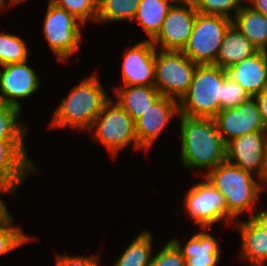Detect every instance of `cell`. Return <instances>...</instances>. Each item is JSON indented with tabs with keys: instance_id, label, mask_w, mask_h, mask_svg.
Here are the masks:
<instances>
[{
	"instance_id": "37",
	"label": "cell",
	"mask_w": 267,
	"mask_h": 266,
	"mask_svg": "<svg viewBox=\"0 0 267 266\" xmlns=\"http://www.w3.org/2000/svg\"><path fill=\"white\" fill-rule=\"evenodd\" d=\"M6 5H7V6H6ZM8 5H9V6H8ZM5 6H6L7 8H9L10 6H14V5H13V3H12L11 0L9 1L8 4H6V1H5V0H0V11H1L2 9H4Z\"/></svg>"
},
{
	"instance_id": "2",
	"label": "cell",
	"mask_w": 267,
	"mask_h": 266,
	"mask_svg": "<svg viewBox=\"0 0 267 266\" xmlns=\"http://www.w3.org/2000/svg\"><path fill=\"white\" fill-rule=\"evenodd\" d=\"M79 84L70 89L66 99H62L49 127L92 130L95 119L111 97L106 94L96 73Z\"/></svg>"
},
{
	"instance_id": "6",
	"label": "cell",
	"mask_w": 267,
	"mask_h": 266,
	"mask_svg": "<svg viewBox=\"0 0 267 266\" xmlns=\"http://www.w3.org/2000/svg\"><path fill=\"white\" fill-rule=\"evenodd\" d=\"M157 50L154 86L161 95L180 101L189 90L198 64L182 51Z\"/></svg>"
},
{
	"instance_id": "34",
	"label": "cell",
	"mask_w": 267,
	"mask_h": 266,
	"mask_svg": "<svg viewBox=\"0 0 267 266\" xmlns=\"http://www.w3.org/2000/svg\"><path fill=\"white\" fill-rule=\"evenodd\" d=\"M253 98L255 99L260 111L264 131L267 133V88L261 90L258 94L253 96Z\"/></svg>"
},
{
	"instance_id": "5",
	"label": "cell",
	"mask_w": 267,
	"mask_h": 266,
	"mask_svg": "<svg viewBox=\"0 0 267 266\" xmlns=\"http://www.w3.org/2000/svg\"><path fill=\"white\" fill-rule=\"evenodd\" d=\"M92 129H95L93 138L100 141L113 158L132 142L135 149H141L138 146L135 121L118 102H114L111 98L104 104Z\"/></svg>"
},
{
	"instance_id": "12",
	"label": "cell",
	"mask_w": 267,
	"mask_h": 266,
	"mask_svg": "<svg viewBox=\"0 0 267 266\" xmlns=\"http://www.w3.org/2000/svg\"><path fill=\"white\" fill-rule=\"evenodd\" d=\"M26 139H0V190L15 194L35 165L25 150Z\"/></svg>"
},
{
	"instance_id": "16",
	"label": "cell",
	"mask_w": 267,
	"mask_h": 266,
	"mask_svg": "<svg viewBox=\"0 0 267 266\" xmlns=\"http://www.w3.org/2000/svg\"><path fill=\"white\" fill-rule=\"evenodd\" d=\"M156 47L151 40L130 46L124 53L122 78L124 86H150L155 83Z\"/></svg>"
},
{
	"instance_id": "19",
	"label": "cell",
	"mask_w": 267,
	"mask_h": 266,
	"mask_svg": "<svg viewBox=\"0 0 267 266\" xmlns=\"http://www.w3.org/2000/svg\"><path fill=\"white\" fill-rule=\"evenodd\" d=\"M236 222L234 225L242 239L239 257L247 259L251 266H264L267 262V234L250 217Z\"/></svg>"
},
{
	"instance_id": "11",
	"label": "cell",
	"mask_w": 267,
	"mask_h": 266,
	"mask_svg": "<svg viewBox=\"0 0 267 266\" xmlns=\"http://www.w3.org/2000/svg\"><path fill=\"white\" fill-rule=\"evenodd\" d=\"M226 161L255 174L265 182L267 179V133L255 131L231 139L226 143Z\"/></svg>"
},
{
	"instance_id": "10",
	"label": "cell",
	"mask_w": 267,
	"mask_h": 266,
	"mask_svg": "<svg viewBox=\"0 0 267 266\" xmlns=\"http://www.w3.org/2000/svg\"><path fill=\"white\" fill-rule=\"evenodd\" d=\"M186 192L184 206L187 216L200 228H210L216 222L227 223V205L224 196L205 178Z\"/></svg>"
},
{
	"instance_id": "13",
	"label": "cell",
	"mask_w": 267,
	"mask_h": 266,
	"mask_svg": "<svg viewBox=\"0 0 267 266\" xmlns=\"http://www.w3.org/2000/svg\"><path fill=\"white\" fill-rule=\"evenodd\" d=\"M214 121L225 143L245 134L264 131L261 114L253 97L237 107L221 110Z\"/></svg>"
},
{
	"instance_id": "33",
	"label": "cell",
	"mask_w": 267,
	"mask_h": 266,
	"mask_svg": "<svg viewBox=\"0 0 267 266\" xmlns=\"http://www.w3.org/2000/svg\"><path fill=\"white\" fill-rule=\"evenodd\" d=\"M99 258L92 256H66L56 254V266H98Z\"/></svg>"
},
{
	"instance_id": "27",
	"label": "cell",
	"mask_w": 267,
	"mask_h": 266,
	"mask_svg": "<svg viewBox=\"0 0 267 266\" xmlns=\"http://www.w3.org/2000/svg\"><path fill=\"white\" fill-rule=\"evenodd\" d=\"M21 110L17 106L0 103V139H25L27 127L18 122Z\"/></svg>"
},
{
	"instance_id": "31",
	"label": "cell",
	"mask_w": 267,
	"mask_h": 266,
	"mask_svg": "<svg viewBox=\"0 0 267 266\" xmlns=\"http://www.w3.org/2000/svg\"><path fill=\"white\" fill-rule=\"evenodd\" d=\"M250 98L247 91L226 73L222 81L221 110L237 107Z\"/></svg>"
},
{
	"instance_id": "9",
	"label": "cell",
	"mask_w": 267,
	"mask_h": 266,
	"mask_svg": "<svg viewBox=\"0 0 267 266\" xmlns=\"http://www.w3.org/2000/svg\"><path fill=\"white\" fill-rule=\"evenodd\" d=\"M197 13L192 0H177L169 9L160 32L152 40L156 49L183 51L192 33Z\"/></svg>"
},
{
	"instance_id": "23",
	"label": "cell",
	"mask_w": 267,
	"mask_h": 266,
	"mask_svg": "<svg viewBox=\"0 0 267 266\" xmlns=\"http://www.w3.org/2000/svg\"><path fill=\"white\" fill-rule=\"evenodd\" d=\"M177 0H141L134 20L140 24L148 35V40H153L160 32L163 21L169 9Z\"/></svg>"
},
{
	"instance_id": "35",
	"label": "cell",
	"mask_w": 267,
	"mask_h": 266,
	"mask_svg": "<svg viewBox=\"0 0 267 266\" xmlns=\"http://www.w3.org/2000/svg\"><path fill=\"white\" fill-rule=\"evenodd\" d=\"M251 219L267 234V210L256 211Z\"/></svg>"
},
{
	"instance_id": "40",
	"label": "cell",
	"mask_w": 267,
	"mask_h": 266,
	"mask_svg": "<svg viewBox=\"0 0 267 266\" xmlns=\"http://www.w3.org/2000/svg\"><path fill=\"white\" fill-rule=\"evenodd\" d=\"M264 187H265V188L267 187V179H266L265 182H264Z\"/></svg>"
},
{
	"instance_id": "1",
	"label": "cell",
	"mask_w": 267,
	"mask_h": 266,
	"mask_svg": "<svg viewBox=\"0 0 267 266\" xmlns=\"http://www.w3.org/2000/svg\"><path fill=\"white\" fill-rule=\"evenodd\" d=\"M181 163L189 169H211L226 160V143L218 132L214 118L179 114Z\"/></svg>"
},
{
	"instance_id": "32",
	"label": "cell",
	"mask_w": 267,
	"mask_h": 266,
	"mask_svg": "<svg viewBox=\"0 0 267 266\" xmlns=\"http://www.w3.org/2000/svg\"><path fill=\"white\" fill-rule=\"evenodd\" d=\"M149 266H185V258L177 245L170 240L153 256Z\"/></svg>"
},
{
	"instance_id": "18",
	"label": "cell",
	"mask_w": 267,
	"mask_h": 266,
	"mask_svg": "<svg viewBox=\"0 0 267 266\" xmlns=\"http://www.w3.org/2000/svg\"><path fill=\"white\" fill-rule=\"evenodd\" d=\"M208 228L194 234L184 246L178 238L171 239L181 250L185 266H216L220 259V245L215 237L207 233ZM206 232V233H205Z\"/></svg>"
},
{
	"instance_id": "28",
	"label": "cell",
	"mask_w": 267,
	"mask_h": 266,
	"mask_svg": "<svg viewBox=\"0 0 267 266\" xmlns=\"http://www.w3.org/2000/svg\"><path fill=\"white\" fill-rule=\"evenodd\" d=\"M26 42L17 35L0 32V66L28 60Z\"/></svg>"
},
{
	"instance_id": "21",
	"label": "cell",
	"mask_w": 267,
	"mask_h": 266,
	"mask_svg": "<svg viewBox=\"0 0 267 266\" xmlns=\"http://www.w3.org/2000/svg\"><path fill=\"white\" fill-rule=\"evenodd\" d=\"M116 98L119 105L135 121L143 115L150 106L161 96L154 85L150 86H117Z\"/></svg>"
},
{
	"instance_id": "8",
	"label": "cell",
	"mask_w": 267,
	"mask_h": 266,
	"mask_svg": "<svg viewBox=\"0 0 267 266\" xmlns=\"http://www.w3.org/2000/svg\"><path fill=\"white\" fill-rule=\"evenodd\" d=\"M47 7L42 30L44 38L57 58L67 61L79 48L82 41L80 27L84 24L52 0Z\"/></svg>"
},
{
	"instance_id": "36",
	"label": "cell",
	"mask_w": 267,
	"mask_h": 266,
	"mask_svg": "<svg viewBox=\"0 0 267 266\" xmlns=\"http://www.w3.org/2000/svg\"><path fill=\"white\" fill-rule=\"evenodd\" d=\"M250 3V7L267 17V0H245Z\"/></svg>"
},
{
	"instance_id": "38",
	"label": "cell",
	"mask_w": 267,
	"mask_h": 266,
	"mask_svg": "<svg viewBox=\"0 0 267 266\" xmlns=\"http://www.w3.org/2000/svg\"><path fill=\"white\" fill-rule=\"evenodd\" d=\"M0 194H4L1 190H0ZM6 210L5 207V203L1 200L0 198V215Z\"/></svg>"
},
{
	"instance_id": "30",
	"label": "cell",
	"mask_w": 267,
	"mask_h": 266,
	"mask_svg": "<svg viewBox=\"0 0 267 266\" xmlns=\"http://www.w3.org/2000/svg\"><path fill=\"white\" fill-rule=\"evenodd\" d=\"M60 8L74 15L84 25L89 20L96 23L99 0H52Z\"/></svg>"
},
{
	"instance_id": "22",
	"label": "cell",
	"mask_w": 267,
	"mask_h": 266,
	"mask_svg": "<svg viewBox=\"0 0 267 266\" xmlns=\"http://www.w3.org/2000/svg\"><path fill=\"white\" fill-rule=\"evenodd\" d=\"M232 24L259 50L267 52V17L248 6L234 15Z\"/></svg>"
},
{
	"instance_id": "25",
	"label": "cell",
	"mask_w": 267,
	"mask_h": 266,
	"mask_svg": "<svg viewBox=\"0 0 267 266\" xmlns=\"http://www.w3.org/2000/svg\"><path fill=\"white\" fill-rule=\"evenodd\" d=\"M141 0H99L96 23L133 20Z\"/></svg>"
},
{
	"instance_id": "3",
	"label": "cell",
	"mask_w": 267,
	"mask_h": 266,
	"mask_svg": "<svg viewBox=\"0 0 267 266\" xmlns=\"http://www.w3.org/2000/svg\"><path fill=\"white\" fill-rule=\"evenodd\" d=\"M252 175L226 160L204 174L225 198L227 222L237 220L244 211H250L251 218L258 210L255 204L265 187L262 180H255Z\"/></svg>"
},
{
	"instance_id": "20",
	"label": "cell",
	"mask_w": 267,
	"mask_h": 266,
	"mask_svg": "<svg viewBox=\"0 0 267 266\" xmlns=\"http://www.w3.org/2000/svg\"><path fill=\"white\" fill-rule=\"evenodd\" d=\"M259 50L233 24L224 35L215 64L225 70Z\"/></svg>"
},
{
	"instance_id": "39",
	"label": "cell",
	"mask_w": 267,
	"mask_h": 266,
	"mask_svg": "<svg viewBox=\"0 0 267 266\" xmlns=\"http://www.w3.org/2000/svg\"><path fill=\"white\" fill-rule=\"evenodd\" d=\"M11 1H12L13 5L15 6V5H18V4L22 3L23 1H27V0H11Z\"/></svg>"
},
{
	"instance_id": "17",
	"label": "cell",
	"mask_w": 267,
	"mask_h": 266,
	"mask_svg": "<svg viewBox=\"0 0 267 266\" xmlns=\"http://www.w3.org/2000/svg\"><path fill=\"white\" fill-rule=\"evenodd\" d=\"M227 74L253 97L267 88V52L258 51L227 69Z\"/></svg>"
},
{
	"instance_id": "24",
	"label": "cell",
	"mask_w": 267,
	"mask_h": 266,
	"mask_svg": "<svg viewBox=\"0 0 267 266\" xmlns=\"http://www.w3.org/2000/svg\"><path fill=\"white\" fill-rule=\"evenodd\" d=\"M152 244L150 231L140 232L120 255L115 266H149L154 255Z\"/></svg>"
},
{
	"instance_id": "14",
	"label": "cell",
	"mask_w": 267,
	"mask_h": 266,
	"mask_svg": "<svg viewBox=\"0 0 267 266\" xmlns=\"http://www.w3.org/2000/svg\"><path fill=\"white\" fill-rule=\"evenodd\" d=\"M27 63L28 60L1 66L0 103L21 108L19 99L28 98L39 89V76Z\"/></svg>"
},
{
	"instance_id": "15",
	"label": "cell",
	"mask_w": 267,
	"mask_h": 266,
	"mask_svg": "<svg viewBox=\"0 0 267 266\" xmlns=\"http://www.w3.org/2000/svg\"><path fill=\"white\" fill-rule=\"evenodd\" d=\"M174 115H179V101L161 95L135 120L138 146L143 150H149Z\"/></svg>"
},
{
	"instance_id": "29",
	"label": "cell",
	"mask_w": 267,
	"mask_h": 266,
	"mask_svg": "<svg viewBox=\"0 0 267 266\" xmlns=\"http://www.w3.org/2000/svg\"><path fill=\"white\" fill-rule=\"evenodd\" d=\"M195 9L203 15L222 16L233 20L230 12L236 13L243 7L245 0H192Z\"/></svg>"
},
{
	"instance_id": "7",
	"label": "cell",
	"mask_w": 267,
	"mask_h": 266,
	"mask_svg": "<svg viewBox=\"0 0 267 266\" xmlns=\"http://www.w3.org/2000/svg\"><path fill=\"white\" fill-rule=\"evenodd\" d=\"M232 20L197 13L189 41L182 51L196 64H215L220 46Z\"/></svg>"
},
{
	"instance_id": "4",
	"label": "cell",
	"mask_w": 267,
	"mask_h": 266,
	"mask_svg": "<svg viewBox=\"0 0 267 266\" xmlns=\"http://www.w3.org/2000/svg\"><path fill=\"white\" fill-rule=\"evenodd\" d=\"M227 70L216 64H198L189 90L179 101V114L214 118L221 111L222 81Z\"/></svg>"
},
{
	"instance_id": "26",
	"label": "cell",
	"mask_w": 267,
	"mask_h": 266,
	"mask_svg": "<svg viewBox=\"0 0 267 266\" xmlns=\"http://www.w3.org/2000/svg\"><path fill=\"white\" fill-rule=\"evenodd\" d=\"M12 224L13 217L6 209L0 215V255L11 252L31 240L30 236H27L21 229Z\"/></svg>"
}]
</instances>
